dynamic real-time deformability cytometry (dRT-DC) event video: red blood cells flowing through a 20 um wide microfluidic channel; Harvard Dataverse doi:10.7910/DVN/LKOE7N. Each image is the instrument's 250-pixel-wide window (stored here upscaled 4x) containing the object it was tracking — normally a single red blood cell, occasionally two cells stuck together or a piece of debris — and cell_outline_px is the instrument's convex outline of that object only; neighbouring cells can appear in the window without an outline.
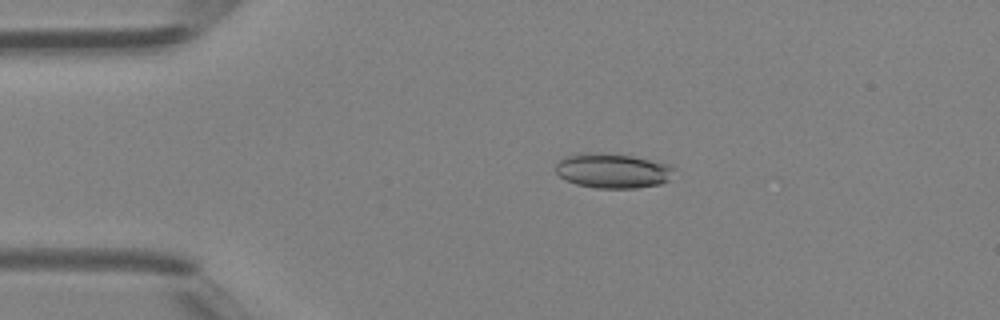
{"species": "Egyptian fruit bat (a non-hibernating species)", "species_latin": "Rousettus aegyptiacus", "temperature_condition": "room temperature", "stored_images_in_passage": 17, "camera_frame_rate_fps": 3000, "um_per_image_px": 0.085, "animal": {"sex": "female"}, "frame": {"image": 1, "passage_image": 6, "time_ms": 1.667, "image_size_px": [1000, 320], "cell_outline_px": [[676, 168], [668, 180], [660, 184], [636, 188], [596, 188], [576, 184], [564, 180], [556, 172], [556, 164], [564, 156], [580, 152], [612, 152], [632, 156], [668, 164]], "centroid_in_image_um": [52.05, 14.49], "position_along_channel_um": 33.0, "area_um2": 24.33}}
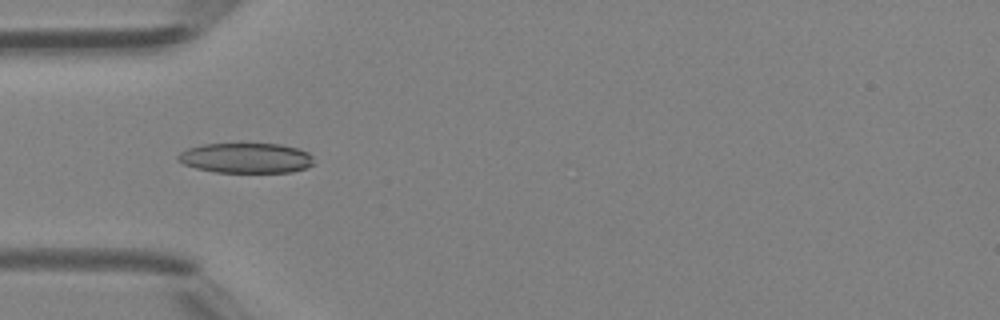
{"frame": {"image": 2, "passage_image": 11, "time_ms": 3.333, "image_size_px": [1000, 320], "cell_outline_px": [[312, 164], [304, 168], [292, 172], [216, 172], [196, 168], [184, 164], [176, 160], [176, 156], [180, 152], [188, 148], [204, 144], [280, 144], [296, 148], [308, 152], [312, 156]], "centroid_in_image_um": [20.87, 13.43], "position_along_channel_um": 64.1, "area_um2": 23.7}}
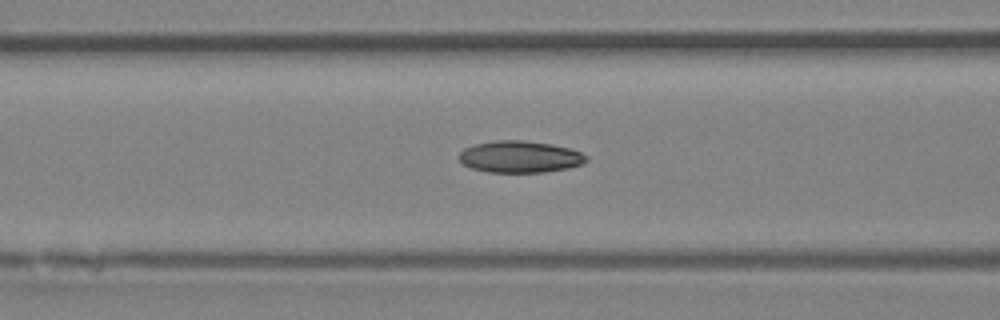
{"frame": {"image": 3, "passage_image": 15, "time_ms": 4.667, "image_size_px": [1000, 320], "cell_outline_px": [[588, 160], [584, 164], [568, 168], [544, 172], [488, 172], [472, 168], [464, 164], [460, 160], [460, 152], [464, 148], [476, 144], [496, 140], [524, 140], [552, 144], [568, 148], [580, 152], [588, 156]], "centroid_in_image_um": [44.23, 13.32], "position_along_channel_um": 122.4, "area_um2": 23.52}}